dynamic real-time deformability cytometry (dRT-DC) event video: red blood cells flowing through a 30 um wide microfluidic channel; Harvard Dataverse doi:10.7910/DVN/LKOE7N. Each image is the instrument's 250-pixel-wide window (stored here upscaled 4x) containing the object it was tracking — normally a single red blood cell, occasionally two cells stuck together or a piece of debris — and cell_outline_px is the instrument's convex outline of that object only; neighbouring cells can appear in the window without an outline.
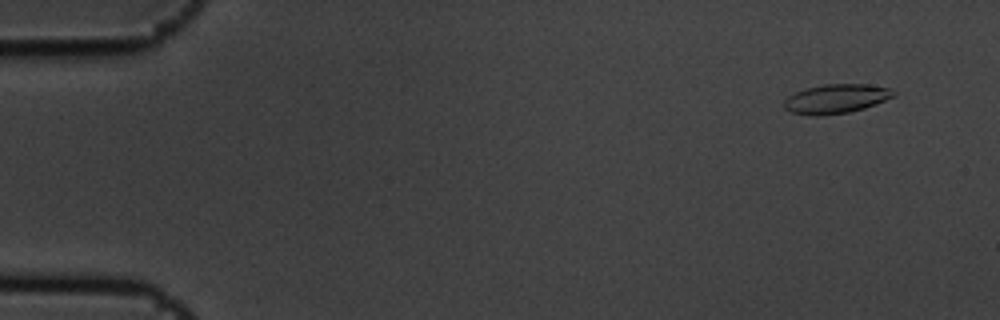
{"species": "common noctule bat (a hibernating species)", "species_latin": "Nyctalus noctula", "temperature_condition": "cold", "stored_images_in_passage": 7, "camera_frame_rate_fps": 3000, "um_per_image_px": 0.085, "animal": {"sex": "male", "body_mass_g": 19.5, "forearm_length_mm": 54.6}, "frame": {"image": 1, "passage_image": 2, "time_ms": 0.333, "image_size_px": [1000, 320], "cell_outline_px": [[896, 96], [876, 104], [864, 108], [848, 112], [824, 116], [812, 116], [792, 112], [784, 108], [784, 100], [788, 96], [796, 92], [808, 88], [824, 84], [868, 84], [892, 88], [896, 92]], "centroid_in_image_um": [71.11, 8.4], "position_along_channel_um": 13.9, "area_um2": 18.79}}
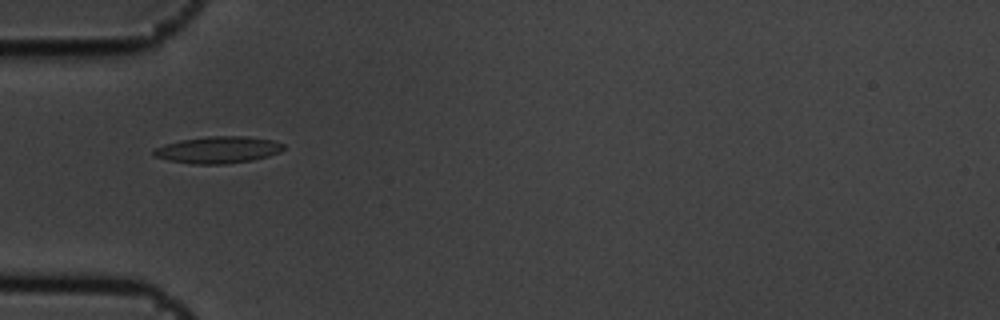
{"frame": {"image": 2, "passage_image": 6, "time_ms": 1.667, "image_size_px": [1000, 320], "cell_outline_px": [[284, 148], [280, 152], [268, 156], [252, 160], [224, 164], [192, 164], [168, 160], [152, 156], [152, 152], [156, 148], [164, 144], [180, 140], [208, 136], [248, 136], [272, 140], [284, 144]], "centroid_in_image_um": [18.52, 12.73], "position_along_channel_um": 66.5, "area_um2": 20.35}}
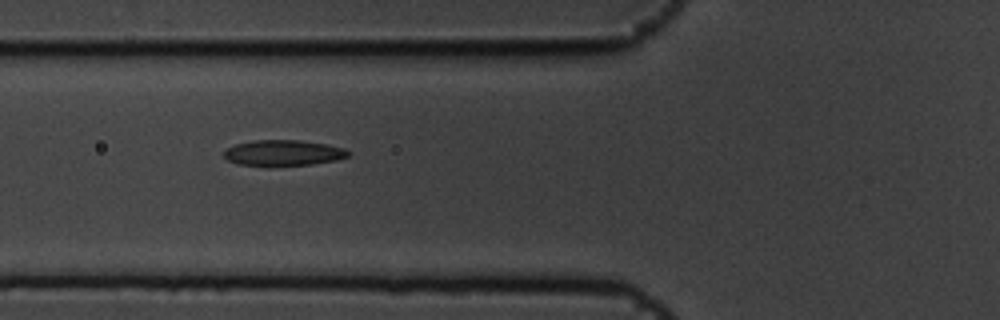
{"frame": {"image": 3, "passage_image": 7, "time_ms": 2.0, "image_size_px": [1000, 320], "cell_outline_px": [[348, 156], [336, 160], [312, 164], [236, 164], [228, 160], [224, 156], [224, 152], [228, 148], [236, 144], [256, 140], [300, 140], [328, 144], [344, 148], [348, 152]], "centroid_in_image_um": [24.1, 12.97], "position_along_channel_um": 101.7, "area_um2": 18.03}}